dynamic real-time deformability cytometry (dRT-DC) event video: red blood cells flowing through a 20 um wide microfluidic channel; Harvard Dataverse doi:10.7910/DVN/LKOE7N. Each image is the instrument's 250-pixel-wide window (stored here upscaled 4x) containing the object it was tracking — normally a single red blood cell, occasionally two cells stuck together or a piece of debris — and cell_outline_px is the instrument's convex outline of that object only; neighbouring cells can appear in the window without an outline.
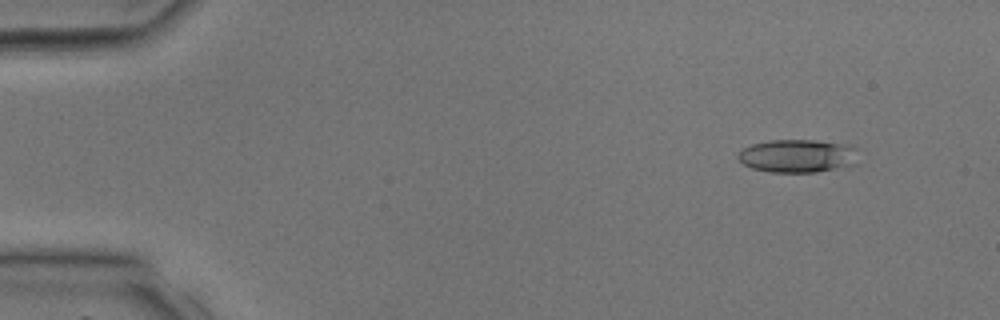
{"species": "common noctule bat (a hibernating species)", "species_latin": "Nyctalus noctula", "temperature_condition": "room temperature", "stored_images_in_passage": 33, "camera_frame_rate_fps": 3000, "um_per_image_px": 0.085, "animal": {"sex": "male", "body_mass_g": 17.9, "forearm_length_mm": 54.2}, "frame": {"image": 1, "passage_image": 4, "time_ms": 1.0, "image_size_px": [1000, 320], "cell_outline_px": [[856, 164], [816, 172], [768, 172], [752, 168], [744, 164], [736, 156], [740, 148], [752, 144], [768, 140], [812, 140], [848, 144], [856, 148]], "centroid_in_image_um": [67.75, 13.24], "position_along_channel_um": 17.2, "area_um2": 23.35}}
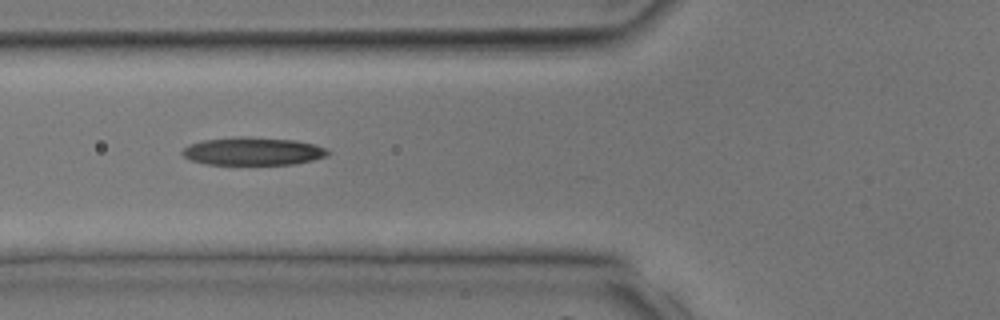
{"frame": {"image": 2, "passage_image": 15, "time_ms": 4.667, "image_size_px": [1000, 320], "cell_outline_px": [[332, 152], [328, 156], [296, 164], [208, 164], [192, 160], [184, 156], [180, 152], [188, 144], [204, 140], [240, 136], [248, 136], [296, 140], [316, 144], [328, 148]], "centroid_in_image_um": [21.57, 12.84], "position_along_channel_um": 104.2, "area_um2": 23.93}}
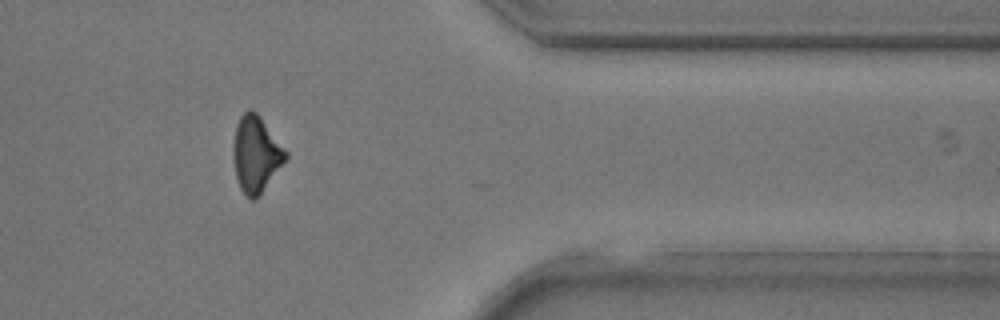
{"frame": {"image": 3, "passage_image": 32, "time_ms": 10.333, "image_size_px": [1000, 320], "cell_outline_px": [[288, 156], [260, 192], [252, 200], [240, 188], [236, 176], [232, 156], [232, 148], [236, 124], [240, 116], [248, 108], [252, 108], [260, 116], [288, 152]], "centroid_in_image_um": [21.72, 13.02], "position_along_channel_um": 389.7, "area_um2": 22.83}}